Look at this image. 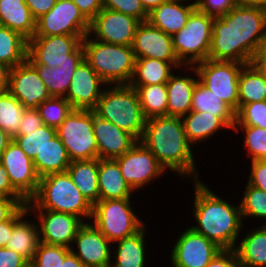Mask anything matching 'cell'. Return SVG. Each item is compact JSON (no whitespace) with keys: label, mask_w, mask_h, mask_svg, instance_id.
Returning <instances> with one entry per match:
<instances>
[{"label":"cell","mask_w":266,"mask_h":267,"mask_svg":"<svg viewBox=\"0 0 266 267\" xmlns=\"http://www.w3.org/2000/svg\"><path fill=\"white\" fill-rule=\"evenodd\" d=\"M246 233L235 247L240 267H266V225Z\"/></svg>","instance_id":"cell-29"},{"label":"cell","mask_w":266,"mask_h":267,"mask_svg":"<svg viewBox=\"0 0 266 267\" xmlns=\"http://www.w3.org/2000/svg\"><path fill=\"white\" fill-rule=\"evenodd\" d=\"M99 200L131 198L134 193L114 159H98Z\"/></svg>","instance_id":"cell-25"},{"label":"cell","mask_w":266,"mask_h":267,"mask_svg":"<svg viewBox=\"0 0 266 267\" xmlns=\"http://www.w3.org/2000/svg\"><path fill=\"white\" fill-rule=\"evenodd\" d=\"M167 1L169 0H140L147 13H150L154 8Z\"/></svg>","instance_id":"cell-61"},{"label":"cell","mask_w":266,"mask_h":267,"mask_svg":"<svg viewBox=\"0 0 266 267\" xmlns=\"http://www.w3.org/2000/svg\"><path fill=\"white\" fill-rule=\"evenodd\" d=\"M60 267H84L82 262L70 251L61 259Z\"/></svg>","instance_id":"cell-58"},{"label":"cell","mask_w":266,"mask_h":267,"mask_svg":"<svg viewBox=\"0 0 266 267\" xmlns=\"http://www.w3.org/2000/svg\"><path fill=\"white\" fill-rule=\"evenodd\" d=\"M29 263L24 257L6 247H0V267H24Z\"/></svg>","instance_id":"cell-53"},{"label":"cell","mask_w":266,"mask_h":267,"mask_svg":"<svg viewBox=\"0 0 266 267\" xmlns=\"http://www.w3.org/2000/svg\"><path fill=\"white\" fill-rule=\"evenodd\" d=\"M28 40L0 25V62L11 69L27 60Z\"/></svg>","instance_id":"cell-37"},{"label":"cell","mask_w":266,"mask_h":267,"mask_svg":"<svg viewBox=\"0 0 266 267\" xmlns=\"http://www.w3.org/2000/svg\"><path fill=\"white\" fill-rule=\"evenodd\" d=\"M13 188L29 201L37 192L40 177L33 160L12 140L0 157Z\"/></svg>","instance_id":"cell-16"},{"label":"cell","mask_w":266,"mask_h":267,"mask_svg":"<svg viewBox=\"0 0 266 267\" xmlns=\"http://www.w3.org/2000/svg\"><path fill=\"white\" fill-rule=\"evenodd\" d=\"M185 1H191V2H194V3H196V2H197V0H195V1H192V0H185Z\"/></svg>","instance_id":"cell-65"},{"label":"cell","mask_w":266,"mask_h":267,"mask_svg":"<svg viewBox=\"0 0 266 267\" xmlns=\"http://www.w3.org/2000/svg\"><path fill=\"white\" fill-rule=\"evenodd\" d=\"M242 200L240 201V209L242 219H264V225H266V192L255 188L248 183L245 187Z\"/></svg>","instance_id":"cell-42"},{"label":"cell","mask_w":266,"mask_h":267,"mask_svg":"<svg viewBox=\"0 0 266 267\" xmlns=\"http://www.w3.org/2000/svg\"><path fill=\"white\" fill-rule=\"evenodd\" d=\"M27 212L13 227L6 248L12 249L28 262H32L40 243L37 221L25 219ZM32 222V223H31Z\"/></svg>","instance_id":"cell-32"},{"label":"cell","mask_w":266,"mask_h":267,"mask_svg":"<svg viewBox=\"0 0 266 267\" xmlns=\"http://www.w3.org/2000/svg\"><path fill=\"white\" fill-rule=\"evenodd\" d=\"M174 242L170 255L172 267H206L222 250L191 227L182 232Z\"/></svg>","instance_id":"cell-15"},{"label":"cell","mask_w":266,"mask_h":267,"mask_svg":"<svg viewBox=\"0 0 266 267\" xmlns=\"http://www.w3.org/2000/svg\"><path fill=\"white\" fill-rule=\"evenodd\" d=\"M38 71L51 97H66L72 76L79 63H64L59 67L32 64Z\"/></svg>","instance_id":"cell-36"},{"label":"cell","mask_w":266,"mask_h":267,"mask_svg":"<svg viewBox=\"0 0 266 267\" xmlns=\"http://www.w3.org/2000/svg\"><path fill=\"white\" fill-rule=\"evenodd\" d=\"M201 181H193L195 196L192 214L196 225L190 227L221 249H235L244 227L240 203L231 204Z\"/></svg>","instance_id":"cell-3"},{"label":"cell","mask_w":266,"mask_h":267,"mask_svg":"<svg viewBox=\"0 0 266 267\" xmlns=\"http://www.w3.org/2000/svg\"><path fill=\"white\" fill-rule=\"evenodd\" d=\"M43 125V120L37 108L25 109L17 135H26V132L36 131Z\"/></svg>","instance_id":"cell-49"},{"label":"cell","mask_w":266,"mask_h":267,"mask_svg":"<svg viewBox=\"0 0 266 267\" xmlns=\"http://www.w3.org/2000/svg\"><path fill=\"white\" fill-rule=\"evenodd\" d=\"M214 18L195 9L187 24L172 36L173 49L185 67L208 59Z\"/></svg>","instance_id":"cell-8"},{"label":"cell","mask_w":266,"mask_h":267,"mask_svg":"<svg viewBox=\"0 0 266 267\" xmlns=\"http://www.w3.org/2000/svg\"><path fill=\"white\" fill-rule=\"evenodd\" d=\"M8 91L25 109L38 108L51 98L37 69L28 60L10 70Z\"/></svg>","instance_id":"cell-20"},{"label":"cell","mask_w":266,"mask_h":267,"mask_svg":"<svg viewBox=\"0 0 266 267\" xmlns=\"http://www.w3.org/2000/svg\"><path fill=\"white\" fill-rule=\"evenodd\" d=\"M238 109L248 103L266 100V77L254 63L245 64L238 80Z\"/></svg>","instance_id":"cell-34"},{"label":"cell","mask_w":266,"mask_h":267,"mask_svg":"<svg viewBox=\"0 0 266 267\" xmlns=\"http://www.w3.org/2000/svg\"><path fill=\"white\" fill-rule=\"evenodd\" d=\"M253 63L266 77V51L262 49L254 58Z\"/></svg>","instance_id":"cell-59"},{"label":"cell","mask_w":266,"mask_h":267,"mask_svg":"<svg viewBox=\"0 0 266 267\" xmlns=\"http://www.w3.org/2000/svg\"><path fill=\"white\" fill-rule=\"evenodd\" d=\"M36 213L40 242L71 248L80 227L85 223L80 217L46 209H28Z\"/></svg>","instance_id":"cell-17"},{"label":"cell","mask_w":266,"mask_h":267,"mask_svg":"<svg viewBox=\"0 0 266 267\" xmlns=\"http://www.w3.org/2000/svg\"><path fill=\"white\" fill-rule=\"evenodd\" d=\"M132 49L135 58H154L169 62L175 67L173 71L184 67L173 49L172 36L152 26L148 21L139 24Z\"/></svg>","instance_id":"cell-19"},{"label":"cell","mask_w":266,"mask_h":267,"mask_svg":"<svg viewBox=\"0 0 266 267\" xmlns=\"http://www.w3.org/2000/svg\"><path fill=\"white\" fill-rule=\"evenodd\" d=\"M70 163L66 148L58 135L49 140L33 159V164L40 178L49 174L65 172Z\"/></svg>","instance_id":"cell-31"},{"label":"cell","mask_w":266,"mask_h":267,"mask_svg":"<svg viewBox=\"0 0 266 267\" xmlns=\"http://www.w3.org/2000/svg\"><path fill=\"white\" fill-rule=\"evenodd\" d=\"M191 110L208 112V114L218 116L233 130L235 125V111L199 80L193 90Z\"/></svg>","instance_id":"cell-33"},{"label":"cell","mask_w":266,"mask_h":267,"mask_svg":"<svg viewBox=\"0 0 266 267\" xmlns=\"http://www.w3.org/2000/svg\"><path fill=\"white\" fill-rule=\"evenodd\" d=\"M0 196L14 198L22 206L27 205V201L11 185L8 173L1 163H0Z\"/></svg>","instance_id":"cell-52"},{"label":"cell","mask_w":266,"mask_h":267,"mask_svg":"<svg viewBox=\"0 0 266 267\" xmlns=\"http://www.w3.org/2000/svg\"><path fill=\"white\" fill-rule=\"evenodd\" d=\"M248 184L266 192V160L251 161Z\"/></svg>","instance_id":"cell-48"},{"label":"cell","mask_w":266,"mask_h":267,"mask_svg":"<svg viewBox=\"0 0 266 267\" xmlns=\"http://www.w3.org/2000/svg\"><path fill=\"white\" fill-rule=\"evenodd\" d=\"M103 8L133 16L141 22L148 19L140 0H103Z\"/></svg>","instance_id":"cell-46"},{"label":"cell","mask_w":266,"mask_h":267,"mask_svg":"<svg viewBox=\"0 0 266 267\" xmlns=\"http://www.w3.org/2000/svg\"><path fill=\"white\" fill-rule=\"evenodd\" d=\"M73 244L75 249L72 246L70 251L84 267H111L112 243L91 221H86L80 227Z\"/></svg>","instance_id":"cell-18"},{"label":"cell","mask_w":266,"mask_h":267,"mask_svg":"<svg viewBox=\"0 0 266 267\" xmlns=\"http://www.w3.org/2000/svg\"><path fill=\"white\" fill-rule=\"evenodd\" d=\"M266 40V9L235 6L214 18L208 59L253 63Z\"/></svg>","instance_id":"cell-1"},{"label":"cell","mask_w":266,"mask_h":267,"mask_svg":"<svg viewBox=\"0 0 266 267\" xmlns=\"http://www.w3.org/2000/svg\"><path fill=\"white\" fill-rule=\"evenodd\" d=\"M56 2L57 0H25L35 20L48 13Z\"/></svg>","instance_id":"cell-55"},{"label":"cell","mask_w":266,"mask_h":267,"mask_svg":"<svg viewBox=\"0 0 266 267\" xmlns=\"http://www.w3.org/2000/svg\"><path fill=\"white\" fill-rule=\"evenodd\" d=\"M206 267H240V264L235 249H222Z\"/></svg>","instance_id":"cell-50"},{"label":"cell","mask_w":266,"mask_h":267,"mask_svg":"<svg viewBox=\"0 0 266 267\" xmlns=\"http://www.w3.org/2000/svg\"><path fill=\"white\" fill-rule=\"evenodd\" d=\"M106 83L83 59L76 67L65 99L73 109L94 110Z\"/></svg>","instance_id":"cell-21"},{"label":"cell","mask_w":266,"mask_h":267,"mask_svg":"<svg viewBox=\"0 0 266 267\" xmlns=\"http://www.w3.org/2000/svg\"><path fill=\"white\" fill-rule=\"evenodd\" d=\"M24 106L9 92L0 94V128L12 139L18 134Z\"/></svg>","instance_id":"cell-39"},{"label":"cell","mask_w":266,"mask_h":267,"mask_svg":"<svg viewBox=\"0 0 266 267\" xmlns=\"http://www.w3.org/2000/svg\"><path fill=\"white\" fill-rule=\"evenodd\" d=\"M105 88L94 109L95 114L140 141L146 119L141 110L137 91L129 84L106 85Z\"/></svg>","instance_id":"cell-5"},{"label":"cell","mask_w":266,"mask_h":267,"mask_svg":"<svg viewBox=\"0 0 266 267\" xmlns=\"http://www.w3.org/2000/svg\"><path fill=\"white\" fill-rule=\"evenodd\" d=\"M175 67L162 60L154 58H135L134 74L130 86L166 84Z\"/></svg>","instance_id":"cell-35"},{"label":"cell","mask_w":266,"mask_h":267,"mask_svg":"<svg viewBox=\"0 0 266 267\" xmlns=\"http://www.w3.org/2000/svg\"><path fill=\"white\" fill-rule=\"evenodd\" d=\"M140 23L133 16L103 8L90 21L88 34L98 41L132 46Z\"/></svg>","instance_id":"cell-14"},{"label":"cell","mask_w":266,"mask_h":267,"mask_svg":"<svg viewBox=\"0 0 266 267\" xmlns=\"http://www.w3.org/2000/svg\"><path fill=\"white\" fill-rule=\"evenodd\" d=\"M56 135L57 129L43 125L36 131L26 132V135H16L12 140L33 160L36 154L40 153L48 141Z\"/></svg>","instance_id":"cell-40"},{"label":"cell","mask_w":266,"mask_h":267,"mask_svg":"<svg viewBox=\"0 0 266 267\" xmlns=\"http://www.w3.org/2000/svg\"><path fill=\"white\" fill-rule=\"evenodd\" d=\"M85 36H33L28 40L27 60L52 68L64 63H80L84 59L82 40Z\"/></svg>","instance_id":"cell-9"},{"label":"cell","mask_w":266,"mask_h":267,"mask_svg":"<svg viewBox=\"0 0 266 267\" xmlns=\"http://www.w3.org/2000/svg\"><path fill=\"white\" fill-rule=\"evenodd\" d=\"M44 125L57 129L73 110L65 97H51L38 105Z\"/></svg>","instance_id":"cell-41"},{"label":"cell","mask_w":266,"mask_h":267,"mask_svg":"<svg viewBox=\"0 0 266 267\" xmlns=\"http://www.w3.org/2000/svg\"><path fill=\"white\" fill-rule=\"evenodd\" d=\"M90 22L72 0H57L55 6L36 20L34 36L87 35Z\"/></svg>","instance_id":"cell-13"},{"label":"cell","mask_w":266,"mask_h":267,"mask_svg":"<svg viewBox=\"0 0 266 267\" xmlns=\"http://www.w3.org/2000/svg\"><path fill=\"white\" fill-rule=\"evenodd\" d=\"M69 252L67 247L40 242L31 263L35 267H60L61 259Z\"/></svg>","instance_id":"cell-45"},{"label":"cell","mask_w":266,"mask_h":267,"mask_svg":"<svg viewBox=\"0 0 266 267\" xmlns=\"http://www.w3.org/2000/svg\"><path fill=\"white\" fill-rule=\"evenodd\" d=\"M140 141L166 171L171 170L182 178H193L192 181L201 180L193 155L194 145L188 141L181 117L156 116L146 119Z\"/></svg>","instance_id":"cell-2"},{"label":"cell","mask_w":266,"mask_h":267,"mask_svg":"<svg viewBox=\"0 0 266 267\" xmlns=\"http://www.w3.org/2000/svg\"><path fill=\"white\" fill-rule=\"evenodd\" d=\"M195 5L200 12L213 18L227 14L236 6L234 0H197Z\"/></svg>","instance_id":"cell-47"},{"label":"cell","mask_w":266,"mask_h":267,"mask_svg":"<svg viewBox=\"0 0 266 267\" xmlns=\"http://www.w3.org/2000/svg\"><path fill=\"white\" fill-rule=\"evenodd\" d=\"M11 141L12 138L0 128V157Z\"/></svg>","instance_id":"cell-62"},{"label":"cell","mask_w":266,"mask_h":267,"mask_svg":"<svg viewBox=\"0 0 266 267\" xmlns=\"http://www.w3.org/2000/svg\"><path fill=\"white\" fill-rule=\"evenodd\" d=\"M132 198L99 200L91 223L113 244L138 232L145 224L132 207Z\"/></svg>","instance_id":"cell-7"},{"label":"cell","mask_w":266,"mask_h":267,"mask_svg":"<svg viewBox=\"0 0 266 267\" xmlns=\"http://www.w3.org/2000/svg\"><path fill=\"white\" fill-rule=\"evenodd\" d=\"M93 133L97 142L98 159H116L131 149L138 140L93 110Z\"/></svg>","instance_id":"cell-22"},{"label":"cell","mask_w":266,"mask_h":267,"mask_svg":"<svg viewBox=\"0 0 266 267\" xmlns=\"http://www.w3.org/2000/svg\"><path fill=\"white\" fill-rule=\"evenodd\" d=\"M26 206L27 209L70 213L84 222L91 221L93 213V205L81 194L67 171L40 178L37 192Z\"/></svg>","instance_id":"cell-4"},{"label":"cell","mask_w":266,"mask_h":267,"mask_svg":"<svg viewBox=\"0 0 266 267\" xmlns=\"http://www.w3.org/2000/svg\"><path fill=\"white\" fill-rule=\"evenodd\" d=\"M146 228L144 224L135 234L112 244H116L117 248L112 247L111 267H146Z\"/></svg>","instance_id":"cell-26"},{"label":"cell","mask_w":266,"mask_h":267,"mask_svg":"<svg viewBox=\"0 0 266 267\" xmlns=\"http://www.w3.org/2000/svg\"><path fill=\"white\" fill-rule=\"evenodd\" d=\"M114 160L118 163L124 180L134 192L145 185L148 186L150 182L153 183L154 179L167 172L141 141Z\"/></svg>","instance_id":"cell-12"},{"label":"cell","mask_w":266,"mask_h":267,"mask_svg":"<svg viewBox=\"0 0 266 267\" xmlns=\"http://www.w3.org/2000/svg\"><path fill=\"white\" fill-rule=\"evenodd\" d=\"M244 132V147L251 161L266 160V129L255 126H234L233 131Z\"/></svg>","instance_id":"cell-43"},{"label":"cell","mask_w":266,"mask_h":267,"mask_svg":"<svg viewBox=\"0 0 266 267\" xmlns=\"http://www.w3.org/2000/svg\"><path fill=\"white\" fill-rule=\"evenodd\" d=\"M237 6L261 7L266 9V0H234Z\"/></svg>","instance_id":"cell-60"},{"label":"cell","mask_w":266,"mask_h":267,"mask_svg":"<svg viewBox=\"0 0 266 267\" xmlns=\"http://www.w3.org/2000/svg\"><path fill=\"white\" fill-rule=\"evenodd\" d=\"M70 161L98 158L93 133V110L73 109L57 128Z\"/></svg>","instance_id":"cell-10"},{"label":"cell","mask_w":266,"mask_h":267,"mask_svg":"<svg viewBox=\"0 0 266 267\" xmlns=\"http://www.w3.org/2000/svg\"><path fill=\"white\" fill-rule=\"evenodd\" d=\"M82 45L84 59L107 85L130 83L135 66L132 46L98 41L89 34Z\"/></svg>","instance_id":"cell-6"},{"label":"cell","mask_w":266,"mask_h":267,"mask_svg":"<svg viewBox=\"0 0 266 267\" xmlns=\"http://www.w3.org/2000/svg\"><path fill=\"white\" fill-rule=\"evenodd\" d=\"M181 118L188 141L192 145L210 139L222 128L231 129L220 117L208 112L191 110Z\"/></svg>","instance_id":"cell-28"},{"label":"cell","mask_w":266,"mask_h":267,"mask_svg":"<svg viewBox=\"0 0 266 267\" xmlns=\"http://www.w3.org/2000/svg\"><path fill=\"white\" fill-rule=\"evenodd\" d=\"M245 64L235 61H205L195 64L199 81L224 100L235 112L238 110V80Z\"/></svg>","instance_id":"cell-11"},{"label":"cell","mask_w":266,"mask_h":267,"mask_svg":"<svg viewBox=\"0 0 266 267\" xmlns=\"http://www.w3.org/2000/svg\"><path fill=\"white\" fill-rule=\"evenodd\" d=\"M11 68L0 62V94L8 91Z\"/></svg>","instance_id":"cell-57"},{"label":"cell","mask_w":266,"mask_h":267,"mask_svg":"<svg viewBox=\"0 0 266 267\" xmlns=\"http://www.w3.org/2000/svg\"><path fill=\"white\" fill-rule=\"evenodd\" d=\"M185 2V0L164 2L148 13L147 21L164 33L173 36L185 27L189 16L196 9L194 2L187 1V4Z\"/></svg>","instance_id":"cell-24"},{"label":"cell","mask_w":266,"mask_h":267,"mask_svg":"<svg viewBox=\"0 0 266 267\" xmlns=\"http://www.w3.org/2000/svg\"><path fill=\"white\" fill-rule=\"evenodd\" d=\"M0 25L30 40L35 33L36 20L25 0H0Z\"/></svg>","instance_id":"cell-27"},{"label":"cell","mask_w":266,"mask_h":267,"mask_svg":"<svg viewBox=\"0 0 266 267\" xmlns=\"http://www.w3.org/2000/svg\"><path fill=\"white\" fill-rule=\"evenodd\" d=\"M183 69L185 73H190L192 70V73L194 72L193 74H196V78L195 76L191 77L192 74H186L185 76H182L180 73V75H175V72L170 76L169 81L166 83V116L182 117L191 111L193 90L199 78L197 71L193 66H187V68L185 66Z\"/></svg>","instance_id":"cell-23"},{"label":"cell","mask_w":266,"mask_h":267,"mask_svg":"<svg viewBox=\"0 0 266 267\" xmlns=\"http://www.w3.org/2000/svg\"><path fill=\"white\" fill-rule=\"evenodd\" d=\"M66 171L92 205L99 201L98 158L72 161Z\"/></svg>","instance_id":"cell-30"},{"label":"cell","mask_w":266,"mask_h":267,"mask_svg":"<svg viewBox=\"0 0 266 267\" xmlns=\"http://www.w3.org/2000/svg\"><path fill=\"white\" fill-rule=\"evenodd\" d=\"M234 126H255L266 129V100L242 105L235 112Z\"/></svg>","instance_id":"cell-44"},{"label":"cell","mask_w":266,"mask_h":267,"mask_svg":"<svg viewBox=\"0 0 266 267\" xmlns=\"http://www.w3.org/2000/svg\"><path fill=\"white\" fill-rule=\"evenodd\" d=\"M263 49L266 51V40H265V44H264V48Z\"/></svg>","instance_id":"cell-64"},{"label":"cell","mask_w":266,"mask_h":267,"mask_svg":"<svg viewBox=\"0 0 266 267\" xmlns=\"http://www.w3.org/2000/svg\"><path fill=\"white\" fill-rule=\"evenodd\" d=\"M21 207L16 199L0 196V222L9 220Z\"/></svg>","instance_id":"cell-56"},{"label":"cell","mask_w":266,"mask_h":267,"mask_svg":"<svg viewBox=\"0 0 266 267\" xmlns=\"http://www.w3.org/2000/svg\"><path fill=\"white\" fill-rule=\"evenodd\" d=\"M24 267H35V266L31 262H29Z\"/></svg>","instance_id":"cell-63"},{"label":"cell","mask_w":266,"mask_h":267,"mask_svg":"<svg viewBox=\"0 0 266 267\" xmlns=\"http://www.w3.org/2000/svg\"><path fill=\"white\" fill-rule=\"evenodd\" d=\"M139 96L141 110L145 119L166 116L167 90L166 84L131 86Z\"/></svg>","instance_id":"cell-38"},{"label":"cell","mask_w":266,"mask_h":267,"mask_svg":"<svg viewBox=\"0 0 266 267\" xmlns=\"http://www.w3.org/2000/svg\"><path fill=\"white\" fill-rule=\"evenodd\" d=\"M28 212L23 205L9 220L0 222V247H6L14 225Z\"/></svg>","instance_id":"cell-51"},{"label":"cell","mask_w":266,"mask_h":267,"mask_svg":"<svg viewBox=\"0 0 266 267\" xmlns=\"http://www.w3.org/2000/svg\"><path fill=\"white\" fill-rule=\"evenodd\" d=\"M90 22L103 9V0H72Z\"/></svg>","instance_id":"cell-54"}]
</instances>
